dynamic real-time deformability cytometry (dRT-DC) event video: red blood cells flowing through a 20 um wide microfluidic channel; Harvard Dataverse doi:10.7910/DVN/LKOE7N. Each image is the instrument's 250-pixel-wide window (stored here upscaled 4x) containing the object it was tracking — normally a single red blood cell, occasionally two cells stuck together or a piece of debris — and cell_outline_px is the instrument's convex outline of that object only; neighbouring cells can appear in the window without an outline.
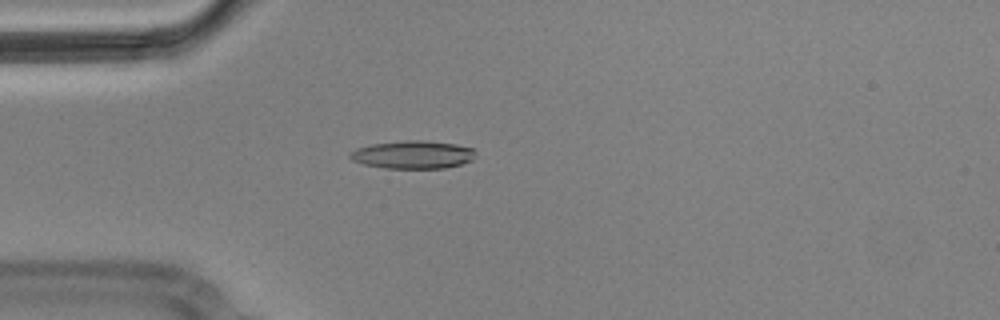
{"species": "Egyptian fruit bat (a non-hibernating species)", "species_latin": "Rousettus aegyptiacus", "temperature_condition": "cold", "stored_images_in_passage": 5, "camera_frame_rate_fps": 3000, "um_per_image_px": 0.085, "animal": {"sex": "male"}, "frame": {"image": 1, "passage_image": 4, "time_ms": 1.0, "image_size_px": [1000, 320], "cell_outline_px": [[476, 156], [472, 160], [448, 168], [384, 168], [364, 164], [352, 160], [348, 156], [348, 152], [356, 148], [372, 144], [404, 140], [420, 140], [456, 144], [472, 148], [476, 152]], "centroid_in_image_um": [35.08, 13.14], "position_along_channel_um": 49.9, "area_um2": 20.58}}